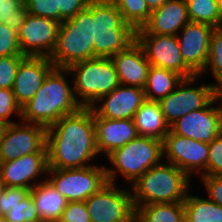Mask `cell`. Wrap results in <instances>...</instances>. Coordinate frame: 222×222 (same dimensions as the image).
<instances>
[{"label":"cell","instance_id":"6da1fadb","mask_svg":"<svg viewBox=\"0 0 222 222\" xmlns=\"http://www.w3.org/2000/svg\"><path fill=\"white\" fill-rule=\"evenodd\" d=\"M48 168L76 169L93 165L100 155L91 108L63 116L47 128Z\"/></svg>","mask_w":222,"mask_h":222},{"label":"cell","instance_id":"7a4b0ae2","mask_svg":"<svg viewBox=\"0 0 222 222\" xmlns=\"http://www.w3.org/2000/svg\"><path fill=\"white\" fill-rule=\"evenodd\" d=\"M69 77L67 68L54 67L33 98L21 107L19 119L48 128L63 116L77 112L81 106L74 97L73 84L66 79Z\"/></svg>","mask_w":222,"mask_h":222},{"label":"cell","instance_id":"3957f363","mask_svg":"<svg viewBox=\"0 0 222 222\" xmlns=\"http://www.w3.org/2000/svg\"><path fill=\"white\" fill-rule=\"evenodd\" d=\"M190 182L191 178L185 172L162 161L129 185L135 211L147 204L184 201L192 190Z\"/></svg>","mask_w":222,"mask_h":222},{"label":"cell","instance_id":"277c9868","mask_svg":"<svg viewBox=\"0 0 222 222\" xmlns=\"http://www.w3.org/2000/svg\"><path fill=\"white\" fill-rule=\"evenodd\" d=\"M87 9L93 15L94 58H111L136 41V30L112 2L90 0Z\"/></svg>","mask_w":222,"mask_h":222},{"label":"cell","instance_id":"5b68a950","mask_svg":"<svg viewBox=\"0 0 222 222\" xmlns=\"http://www.w3.org/2000/svg\"><path fill=\"white\" fill-rule=\"evenodd\" d=\"M106 157L113 166H105L107 181L116 184L119 175L129 186L150 168L163 161L162 140L137 136Z\"/></svg>","mask_w":222,"mask_h":222},{"label":"cell","instance_id":"8992f818","mask_svg":"<svg viewBox=\"0 0 222 222\" xmlns=\"http://www.w3.org/2000/svg\"><path fill=\"white\" fill-rule=\"evenodd\" d=\"M67 69L71 74L74 97L83 108H91L103 95L120 85L111 58L87 59L71 64Z\"/></svg>","mask_w":222,"mask_h":222},{"label":"cell","instance_id":"52a82bcc","mask_svg":"<svg viewBox=\"0 0 222 222\" xmlns=\"http://www.w3.org/2000/svg\"><path fill=\"white\" fill-rule=\"evenodd\" d=\"M93 15L86 8L60 24L55 47L49 57L55 67L94 58Z\"/></svg>","mask_w":222,"mask_h":222},{"label":"cell","instance_id":"ba28073f","mask_svg":"<svg viewBox=\"0 0 222 222\" xmlns=\"http://www.w3.org/2000/svg\"><path fill=\"white\" fill-rule=\"evenodd\" d=\"M46 179L68 202L86 201L108 181L105 165H91L76 169L48 168Z\"/></svg>","mask_w":222,"mask_h":222},{"label":"cell","instance_id":"9c48e42d","mask_svg":"<svg viewBox=\"0 0 222 222\" xmlns=\"http://www.w3.org/2000/svg\"><path fill=\"white\" fill-rule=\"evenodd\" d=\"M128 188V189H127ZM107 182L86 201L91 222H135L136 211L130 187Z\"/></svg>","mask_w":222,"mask_h":222},{"label":"cell","instance_id":"30bf717a","mask_svg":"<svg viewBox=\"0 0 222 222\" xmlns=\"http://www.w3.org/2000/svg\"><path fill=\"white\" fill-rule=\"evenodd\" d=\"M202 78L196 75L183 79L168 96L159 101L169 126L186 114L206 106L217 94L211 83L194 86Z\"/></svg>","mask_w":222,"mask_h":222},{"label":"cell","instance_id":"8fae6325","mask_svg":"<svg viewBox=\"0 0 222 222\" xmlns=\"http://www.w3.org/2000/svg\"><path fill=\"white\" fill-rule=\"evenodd\" d=\"M162 150L164 162L175 165L191 179L196 174L200 176L207 168V143L177 135L169 130L162 140Z\"/></svg>","mask_w":222,"mask_h":222},{"label":"cell","instance_id":"7c38bea8","mask_svg":"<svg viewBox=\"0 0 222 222\" xmlns=\"http://www.w3.org/2000/svg\"><path fill=\"white\" fill-rule=\"evenodd\" d=\"M219 106H215V104ZM170 130L180 136L209 144L222 132V96L178 119Z\"/></svg>","mask_w":222,"mask_h":222},{"label":"cell","instance_id":"4fadbf2b","mask_svg":"<svg viewBox=\"0 0 222 222\" xmlns=\"http://www.w3.org/2000/svg\"><path fill=\"white\" fill-rule=\"evenodd\" d=\"M47 128L32 123L18 122L7 125L0 140V163L31 153H47Z\"/></svg>","mask_w":222,"mask_h":222},{"label":"cell","instance_id":"5bb4252c","mask_svg":"<svg viewBox=\"0 0 222 222\" xmlns=\"http://www.w3.org/2000/svg\"><path fill=\"white\" fill-rule=\"evenodd\" d=\"M136 41L152 66L173 71L183 79L196 76L183 61L177 36L136 34Z\"/></svg>","mask_w":222,"mask_h":222},{"label":"cell","instance_id":"9a60e30c","mask_svg":"<svg viewBox=\"0 0 222 222\" xmlns=\"http://www.w3.org/2000/svg\"><path fill=\"white\" fill-rule=\"evenodd\" d=\"M60 23L27 13L18 30V41L24 56L50 57L58 37Z\"/></svg>","mask_w":222,"mask_h":222},{"label":"cell","instance_id":"2e32d148","mask_svg":"<svg viewBox=\"0 0 222 222\" xmlns=\"http://www.w3.org/2000/svg\"><path fill=\"white\" fill-rule=\"evenodd\" d=\"M214 29L190 21L176 35L183 61L196 75H201L206 68Z\"/></svg>","mask_w":222,"mask_h":222},{"label":"cell","instance_id":"e0dca14e","mask_svg":"<svg viewBox=\"0 0 222 222\" xmlns=\"http://www.w3.org/2000/svg\"><path fill=\"white\" fill-rule=\"evenodd\" d=\"M47 172V153H31L0 163V175L6 187L32 189L46 179Z\"/></svg>","mask_w":222,"mask_h":222},{"label":"cell","instance_id":"ac0fdd59","mask_svg":"<svg viewBox=\"0 0 222 222\" xmlns=\"http://www.w3.org/2000/svg\"><path fill=\"white\" fill-rule=\"evenodd\" d=\"M145 100L144 89L120 84L109 94L103 95L91 109L93 116L105 119H133Z\"/></svg>","mask_w":222,"mask_h":222},{"label":"cell","instance_id":"d6986e66","mask_svg":"<svg viewBox=\"0 0 222 222\" xmlns=\"http://www.w3.org/2000/svg\"><path fill=\"white\" fill-rule=\"evenodd\" d=\"M54 67L48 57L26 56L20 62L12 86L15 100L20 107L33 98Z\"/></svg>","mask_w":222,"mask_h":222},{"label":"cell","instance_id":"ffe728a7","mask_svg":"<svg viewBox=\"0 0 222 222\" xmlns=\"http://www.w3.org/2000/svg\"><path fill=\"white\" fill-rule=\"evenodd\" d=\"M190 22L185 0H168L152 10L149 20L136 34L177 35Z\"/></svg>","mask_w":222,"mask_h":222},{"label":"cell","instance_id":"44dd1931","mask_svg":"<svg viewBox=\"0 0 222 222\" xmlns=\"http://www.w3.org/2000/svg\"><path fill=\"white\" fill-rule=\"evenodd\" d=\"M117 71L119 83L126 86L145 88L151 64L137 41L126 50L111 57Z\"/></svg>","mask_w":222,"mask_h":222},{"label":"cell","instance_id":"7402d4cb","mask_svg":"<svg viewBox=\"0 0 222 222\" xmlns=\"http://www.w3.org/2000/svg\"><path fill=\"white\" fill-rule=\"evenodd\" d=\"M93 120L97 149L101 156L106 157L138 136L133 119L114 120L93 116Z\"/></svg>","mask_w":222,"mask_h":222},{"label":"cell","instance_id":"603a6c76","mask_svg":"<svg viewBox=\"0 0 222 222\" xmlns=\"http://www.w3.org/2000/svg\"><path fill=\"white\" fill-rule=\"evenodd\" d=\"M133 121L138 136L163 140L170 130L157 101L146 99L134 114Z\"/></svg>","mask_w":222,"mask_h":222},{"label":"cell","instance_id":"cb8c5ba5","mask_svg":"<svg viewBox=\"0 0 222 222\" xmlns=\"http://www.w3.org/2000/svg\"><path fill=\"white\" fill-rule=\"evenodd\" d=\"M30 194L41 222L61 218L68 201L47 179L35 185Z\"/></svg>","mask_w":222,"mask_h":222},{"label":"cell","instance_id":"d4e9b609","mask_svg":"<svg viewBox=\"0 0 222 222\" xmlns=\"http://www.w3.org/2000/svg\"><path fill=\"white\" fill-rule=\"evenodd\" d=\"M183 78L170 70L150 66L144 88L147 100L159 102L175 90Z\"/></svg>","mask_w":222,"mask_h":222},{"label":"cell","instance_id":"484cf974","mask_svg":"<svg viewBox=\"0 0 222 222\" xmlns=\"http://www.w3.org/2000/svg\"><path fill=\"white\" fill-rule=\"evenodd\" d=\"M135 222H185L184 201L140 206Z\"/></svg>","mask_w":222,"mask_h":222},{"label":"cell","instance_id":"4316f807","mask_svg":"<svg viewBox=\"0 0 222 222\" xmlns=\"http://www.w3.org/2000/svg\"><path fill=\"white\" fill-rule=\"evenodd\" d=\"M191 193L184 200L185 222H222V206Z\"/></svg>","mask_w":222,"mask_h":222},{"label":"cell","instance_id":"83f0119b","mask_svg":"<svg viewBox=\"0 0 222 222\" xmlns=\"http://www.w3.org/2000/svg\"><path fill=\"white\" fill-rule=\"evenodd\" d=\"M208 72L211 73L210 75L216 80V83H211L216 94L222 96V29L220 28H215L213 31L208 62L200 76L204 77Z\"/></svg>","mask_w":222,"mask_h":222},{"label":"cell","instance_id":"f1b7e54d","mask_svg":"<svg viewBox=\"0 0 222 222\" xmlns=\"http://www.w3.org/2000/svg\"><path fill=\"white\" fill-rule=\"evenodd\" d=\"M191 22H198L219 28L220 14L217 0H185Z\"/></svg>","mask_w":222,"mask_h":222},{"label":"cell","instance_id":"f546056e","mask_svg":"<svg viewBox=\"0 0 222 222\" xmlns=\"http://www.w3.org/2000/svg\"><path fill=\"white\" fill-rule=\"evenodd\" d=\"M112 2L122 14L123 20L129 23L135 30L149 20L151 10L145 0H108Z\"/></svg>","mask_w":222,"mask_h":222},{"label":"cell","instance_id":"4dcf8cb0","mask_svg":"<svg viewBox=\"0 0 222 222\" xmlns=\"http://www.w3.org/2000/svg\"><path fill=\"white\" fill-rule=\"evenodd\" d=\"M27 15L24 0H7L0 3V23L19 30Z\"/></svg>","mask_w":222,"mask_h":222},{"label":"cell","instance_id":"1f68e13d","mask_svg":"<svg viewBox=\"0 0 222 222\" xmlns=\"http://www.w3.org/2000/svg\"><path fill=\"white\" fill-rule=\"evenodd\" d=\"M3 219L8 222H41L31 194L11 208Z\"/></svg>","mask_w":222,"mask_h":222},{"label":"cell","instance_id":"d6a6232c","mask_svg":"<svg viewBox=\"0 0 222 222\" xmlns=\"http://www.w3.org/2000/svg\"><path fill=\"white\" fill-rule=\"evenodd\" d=\"M23 55L18 41V31L0 23V57Z\"/></svg>","mask_w":222,"mask_h":222},{"label":"cell","instance_id":"836d02e7","mask_svg":"<svg viewBox=\"0 0 222 222\" xmlns=\"http://www.w3.org/2000/svg\"><path fill=\"white\" fill-rule=\"evenodd\" d=\"M24 55L0 57V88L12 89L15 76Z\"/></svg>","mask_w":222,"mask_h":222},{"label":"cell","instance_id":"e575fe53","mask_svg":"<svg viewBox=\"0 0 222 222\" xmlns=\"http://www.w3.org/2000/svg\"><path fill=\"white\" fill-rule=\"evenodd\" d=\"M207 168L200 176L222 175V132L209 144Z\"/></svg>","mask_w":222,"mask_h":222},{"label":"cell","instance_id":"d590c367","mask_svg":"<svg viewBox=\"0 0 222 222\" xmlns=\"http://www.w3.org/2000/svg\"><path fill=\"white\" fill-rule=\"evenodd\" d=\"M27 13L59 22V9L56 0H25Z\"/></svg>","mask_w":222,"mask_h":222},{"label":"cell","instance_id":"8d00e7d4","mask_svg":"<svg viewBox=\"0 0 222 222\" xmlns=\"http://www.w3.org/2000/svg\"><path fill=\"white\" fill-rule=\"evenodd\" d=\"M15 113L21 117V107L17 104L12 89L0 88V119L8 125L17 123L11 118Z\"/></svg>","mask_w":222,"mask_h":222},{"label":"cell","instance_id":"74e56055","mask_svg":"<svg viewBox=\"0 0 222 222\" xmlns=\"http://www.w3.org/2000/svg\"><path fill=\"white\" fill-rule=\"evenodd\" d=\"M31 189L24 187H5L0 196V216L3 218L11 208L30 194Z\"/></svg>","mask_w":222,"mask_h":222},{"label":"cell","instance_id":"f35d334b","mask_svg":"<svg viewBox=\"0 0 222 222\" xmlns=\"http://www.w3.org/2000/svg\"><path fill=\"white\" fill-rule=\"evenodd\" d=\"M61 219L65 222H91L85 201L68 202Z\"/></svg>","mask_w":222,"mask_h":222},{"label":"cell","instance_id":"ab89813d","mask_svg":"<svg viewBox=\"0 0 222 222\" xmlns=\"http://www.w3.org/2000/svg\"><path fill=\"white\" fill-rule=\"evenodd\" d=\"M59 9V23L71 19L78 12L87 8L90 0H56Z\"/></svg>","mask_w":222,"mask_h":222},{"label":"cell","instance_id":"60d3db41","mask_svg":"<svg viewBox=\"0 0 222 222\" xmlns=\"http://www.w3.org/2000/svg\"><path fill=\"white\" fill-rule=\"evenodd\" d=\"M206 189L207 198L217 205L222 206V175L220 176H199Z\"/></svg>","mask_w":222,"mask_h":222},{"label":"cell","instance_id":"b9f144b4","mask_svg":"<svg viewBox=\"0 0 222 222\" xmlns=\"http://www.w3.org/2000/svg\"><path fill=\"white\" fill-rule=\"evenodd\" d=\"M167 1L168 0H145L147 6L149 7V9L151 11L156 9V8H159L160 6H162Z\"/></svg>","mask_w":222,"mask_h":222},{"label":"cell","instance_id":"7bdbcfd3","mask_svg":"<svg viewBox=\"0 0 222 222\" xmlns=\"http://www.w3.org/2000/svg\"><path fill=\"white\" fill-rule=\"evenodd\" d=\"M7 125H8L7 123H5L3 120L0 119V140L3 137L4 131L7 127Z\"/></svg>","mask_w":222,"mask_h":222},{"label":"cell","instance_id":"ee69618b","mask_svg":"<svg viewBox=\"0 0 222 222\" xmlns=\"http://www.w3.org/2000/svg\"><path fill=\"white\" fill-rule=\"evenodd\" d=\"M217 1H218V9H219V14H220L219 28L222 29V0H217Z\"/></svg>","mask_w":222,"mask_h":222},{"label":"cell","instance_id":"f6af8a7d","mask_svg":"<svg viewBox=\"0 0 222 222\" xmlns=\"http://www.w3.org/2000/svg\"><path fill=\"white\" fill-rule=\"evenodd\" d=\"M5 184H4V182H3V180H2V178H1V175H0V196L2 195V193L4 192V190H5Z\"/></svg>","mask_w":222,"mask_h":222},{"label":"cell","instance_id":"bcb514c9","mask_svg":"<svg viewBox=\"0 0 222 222\" xmlns=\"http://www.w3.org/2000/svg\"><path fill=\"white\" fill-rule=\"evenodd\" d=\"M48 222H65V221L61 218H58V219L51 220V221H48Z\"/></svg>","mask_w":222,"mask_h":222}]
</instances>
